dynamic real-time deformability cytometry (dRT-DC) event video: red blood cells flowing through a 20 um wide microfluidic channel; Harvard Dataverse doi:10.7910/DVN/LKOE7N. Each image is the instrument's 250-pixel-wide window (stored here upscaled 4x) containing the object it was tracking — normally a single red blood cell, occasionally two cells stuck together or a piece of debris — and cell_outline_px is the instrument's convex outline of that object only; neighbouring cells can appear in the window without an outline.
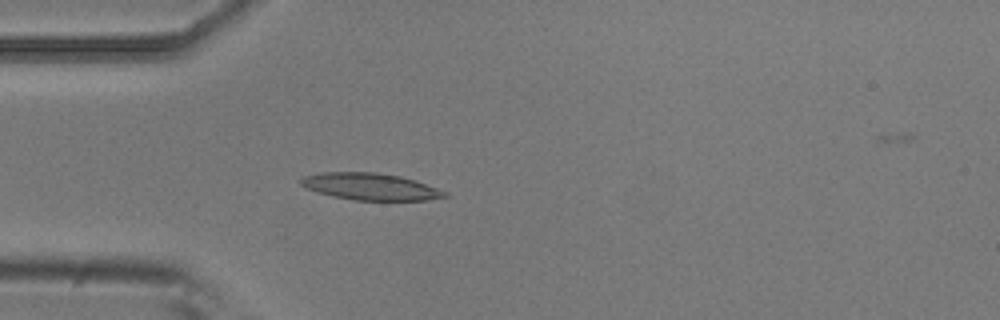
{"species": "common noctule bat (a hibernating species)", "species_latin": "Nyctalus noctula", "temperature_condition": "room temperature", "stored_images_in_passage": 4, "camera_frame_rate_fps": 3000, "um_per_image_px": 0.085, "animal": {"sex": "male", "body_mass_g": 20.5, "forearm_length_mm": 52.5}, "frame": {"image": 1, "passage_image": 4, "time_ms": 1.0, "image_size_px": [1000, 320], "cell_outline_px": [[448, 196], [428, 200], [352, 200], [332, 196], [316, 192], [304, 188], [300, 184], [300, 180], [304, 176], [320, 172], [376, 172], [400, 176], [448, 192]], "centroid_in_image_um": [31.42, 15.86], "position_along_channel_um": 53.6, "area_um2": 22.48}}